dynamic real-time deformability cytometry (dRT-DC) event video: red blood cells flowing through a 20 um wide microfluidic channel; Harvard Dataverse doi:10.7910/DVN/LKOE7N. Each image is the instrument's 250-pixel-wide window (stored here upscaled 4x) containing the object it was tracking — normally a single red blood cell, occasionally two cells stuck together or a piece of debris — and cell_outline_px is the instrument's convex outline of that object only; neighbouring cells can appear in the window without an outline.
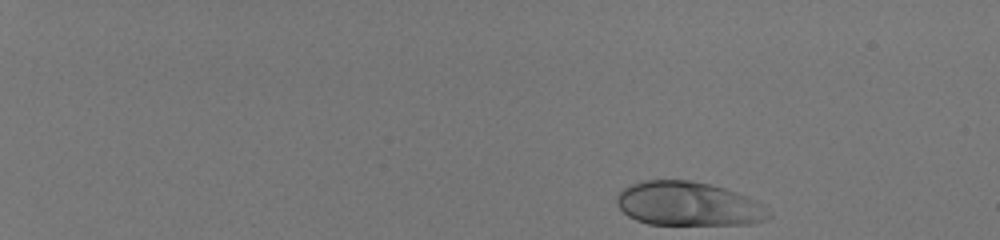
{"species": "human", "species_latin": "Homo sapiens", "temperature_condition": "room temperature", "stored_images_in_passage": 48, "camera_frame_rate_fps": 3000, "um_per_image_px": 0.085, "donor": {"sex": "male"}, "frame": {"image": 1, "passage_image": 1, "time_ms": 0.0, "image_size_px": [1000, 240], "cell_outline_px": [[772, 216], [764, 220], [752, 224], [648, 224], [636, 220], [628, 216], [616, 204], [616, 196], [624, 188], [632, 184], [644, 180], [688, 180], [708, 184], [724, 188], [748, 196], [764, 204]], "centroid_in_image_um": [58.52, 17.33], "position_along_channel_um": 26.5, "area_um2": 39.02}}
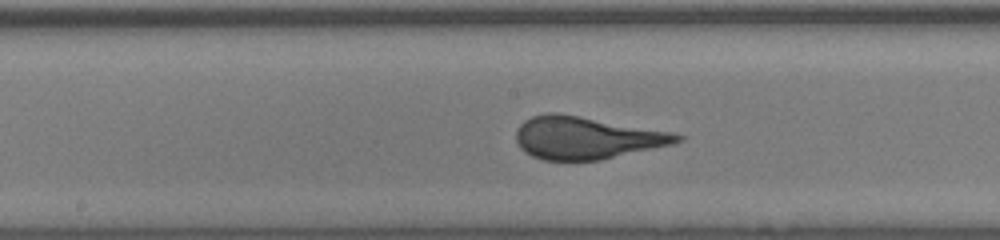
{"frame": {"image": 2, "passage_image": 27, "time_ms": 8.667, "image_size_px": [1000, 240], "cell_outline_px": [[684, 140], [672, 144], [600, 160], [544, 160], [532, 156], [524, 152], [520, 148], [516, 140], [516, 132], [520, 124], [524, 120], [532, 116], [548, 112], [556, 112], [580, 116], [672, 132], [684, 136]], "centroid_in_image_um": [49.82, 11.71], "position_along_channel_um": 198.4, "area_um2": 39.71}}
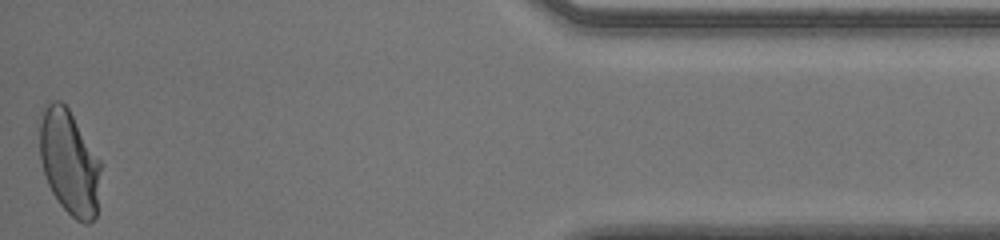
{"frame": {"image": 3, "passage_image": 48, "time_ms": 15.667, "image_size_px": [1000, 240], "cell_outline_px": [[100, 168], [96, 216], [88, 224], [84, 224], [76, 220], [60, 204], [52, 192], [48, 184], [40, 160], [40, 112], [44, 104], [52, 100], [60, 100], [68, 108], [100, 160]], "centroid_in_image_um": [5.86, 13.77], "position_along_channel_um": 429.3, "area_um2": 37.11}, "authors_computed_cell_mechanics": {"area_um2": 39.1595, "velocity_mm_per_s": 4.0107, "shape_relaxation_time_tau1_ms": 4.024, "shape_relaxation_time_tau2_ms": null, "deformation_change_tau1": 0.1716, "deformation_change_tau2": null}}